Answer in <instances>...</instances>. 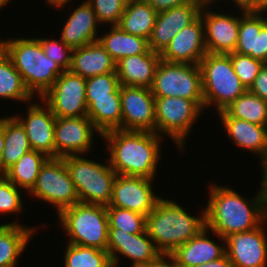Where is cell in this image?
<instances>
[{
  "instance_id": "cell-47",
  "label": "cell",
  "mask_w": 267,
  "mask_h": 267,
  "mask_svg": "<svg viewBox=\"0 0 267 267\" xmlns=\"http://www.w3.org/2000/svg\"><path fill=\"white\" fill-rule=\"evenodd\" d=\"M4 149V117L0 118V177H3L2 152Z\"/></svg>"
},
{
  "instance_id": "cell-27",
  "label": "cell",
  "mask_w": 267,
  "mask_h": 267,
  "mask_svg": "<svg viewBox=\"0 0 267 267\" xmlns=\"http://www.w3.org/2000/svg\"><path fill=\"white\" fill-rule=\"evenodd\" d=\"M35 229L37 228H27L18 222L0 224V267L18 265L17 258L26 249Z\"/></svg>"
},
{
  "instance_id": "cell-34",
  "label": "cell",
  "mask_w": 267,
  "mask_h": 267,
  "mask_svg": "<svg viewBox=\"0 0 267 267\" xmlns=\"http://www.w3.org/2000/svg\"><path fill=\"white\" fill-rule=\"evenodd\" d=\"M34 96L6 53L0 51V98L30 102Z\"/></svg>"
},
{
  "instance_id": "cell-46",
  "label": "cell",
  "mask_w": 267,
  "mask_h": 267,
  "mask_svg": "<svg viewBox=\"0 0 267 267\" xmlns=\"http://www.w3.org/2000/svg\"><path fill=\"white\" fill-rule=\"evenodd\" d=\"M196 267H233V264L230 262L227 255L225 254L220 259H216L209 263L201 264Z\"/></svg>"
},
{
  "instance_id": "cell-42",
  "label": "cell",
  "mask_w": 267,
  "mask_h": 267,
  "mask_svg": "<svg viewBox=\"0 0 267 267\" xmlns=\"http://www.w3.org/2000/svg\"><path fill=\"white\" fill-rule=\"evenodd\" d=\"M248 91L252 94L258 95L267 102V64H265L260 70L258 76L254 79V82Z\"/></svg>"
},
{
  "instance_id": "cell-7",
  "label": "cell",
  "mask_w": 267,
  "mask_h": 267,
  "mask_svg": "<svg viewBox=\"0 0 267 267\" xmlns=\"http://www.w3.org/2000/svg\"><path fill=\"white\" fill-rule=\"evenodd\" d=\"M74 183L79 202L108 206L113 194L116 172L109 160L106 164L84 158L83 155L64 157Z\"/></svg>"
},
{
  "instance_id": "cell-23",
  "label": "cell",
  "mask_w": 267,
  "mask_h": 267,
  "mask_svg": "<svg viewBox=\"0 0 267 267\" xmlns=\"http://www.w3.org/2000/svg\"><path fill=\"white\" fill-rule=\"evenodd\" d=\"M160 60V54L150 49L144 54L122 58L116 63L120 85L151 88Z\"/></svg>"
},
{
  "instance_id": "cell-52",
  "label": "cell",
  "mask_w": 267,
  "mask_h": 267,
  "mask_svg": "<svg viewBox=\"0 0 267 267\" xmlns=\"http://www.w3.org/2000/svg\"><path fill=\"white\" fill-rule=\"evenodd\" d=\"M11 0H0V11L3 6H5L7 3H9Z\"/></svg>"
},
{
  "instance_id": "cell-28",
  "label": "cell",
  "mask_w": 267,
  "mask_h": 267,
  "mask_svg": "<svg viewBox=\"0 0 267 267\" xmlns=\"http://www.w3.org/2000/svg\"><path fill=\"white\" fill-rule=\"evenodd\" d=\"M157 14L146 0L130 1L127 2L117 26L131 35L143 37L149 41Z\"/></svg>"
},
{
  "instance_id": "cell-41",
  "label": "cell",
  "mask_w": 267,
  "mask_h": 267,
  "mask_svg": "<svg viewBox=\"0 0 267 267\" xmlns=\"http://www.w3.org/2000/svg\"><path fill=\"white\" fill-rule=\"evenodd\" d=\"M47 58L56 62L64 71L69 70L72 59V48L66 45L61 39L54 40L46 38H38Z\"/></svg>"
},
{
  "instance_id": "cell-53",
  "label": "cell",
  "mask_w": 267,
  "mask_h": 267,
  "mask_svg": "<svg viewBox=\"0 0 267 267\" xmlns=\"http://www.w3.org/2000/svg\"><path fill=\"white\" fill-rule=\"evenodd\" d=\"M2 50V40L0 39V51Z\"/></svg>"
},
{
  "instance_id": "cell-36",
  "label": "cell",
  "mask_w": 267,
  "mask_h": 267,
  "mask_svg": "<svg viewBox=\"0 0 267 267\" xmlns=\"http://www.w3.org/2000/svg\"><path fill=\"white\" fill-rule=\"evenodd\" d=\"M109 229H119V232L139 234L145 231L146 216L113 206H107Z\"/></svg>"
},
{
  "instance_id": "cell-29",
  "label": "cell",
  "mask_w": 267,
  "mask_h": 267,
  "mask_svg": "<svg viewBox=\"0 0 267 267\" xmlns=\"http://www.w3.org/2000/svg\"><path fill=\"white\" fill-rule=\"evenodd\" d=\"M110 28L103 36H99L98 41L116 63L122 58L144 54L149 50L147 39L131 35L121 30L117 25Z\"/></svg>"
},
{
  "instance_id": "cell-40",
  "label": "cell",
  "mask_w": 267,
  "mask_h": 267,
  "mask_svg": "<svg viewBox=\"0 0 267 267\" xmlns=\"http://www.w3.org/2000/svg\"><path fill=\"white\" fill-rule=\"evenodd\" d=\"M20 188L10 182L5 176L0 177V214L22 213L23 200Z\"/></svg>"
},
{
  "instance_id": "cell-26",
  "label": "cell",
  "mask_w": 267,
  "mask_h": 267,
  "mask_svg": "<svg viewBox=\"0 0 267 267\" xmlns=\"http://www.w3.org/2000/svg\"><path fill=\"white\" fill-rule=\"evenodd\" d=\"M231 141L260 157L267 149V126L234 117H220Z\"/></svg>"
},
{
  "instance_id": "cell-5",
  "label": "cell",
  "mask_w": 267,
  "mask_h": 267,
  "mask_svg": "<svg viewBox=\"0 0 267 267\" xmlns=\"http://www.w3.org/2000/svg\"><path fill=\"white\" fill-rule=\"evenodd\" d=\"M204 109L224 111L247 89L236 75L230 53H207L200 61Z\"/></svg>"
},
{
  "instance_id": "cell-25",
  "label": "cell",
  "mask_w": 267,
  "mask_h": 267,
  "mask_svg": "<svg viewBox=\"0 0 267 267\" xmlns=\"http://www.w3.org/2000/svg\"><path fill=\"white\" fill-rule=\"evenodd\" d=\"M69 70L88 79L100 74L116 72V62L99 41H95L72 50Z\"/></svg>"
},
{
  "instance_id": "cell-38",
  "label": "cell",
  "mask_w": 267,
  "mask_h": 267,
  "mask_svg": "<svg viewBox=\"0 0 267 267\" xmlns=\"http://www.w3.org/2000/svg\"><path fill=\"white\" fill-rule=\"evenodd\" d=\"M230 58L236 75L248 90L265 63L249 55H242L236 52H231Z\"/></svg>"
},
{
  "instance_id": "cell-48",
  "label": "cell",
  "mask_w": 267,
  "mask_h": 267,
  "mask_svg": "<svg viewBox=\"0 0 267 267\" xmlns=\"http://www.w3.org/2000/svg\"><path fill=\"white\" fill-rule=\"evenodd\" d=\"M236 3V7L238 6L240 12L244 11H253V0H233Z\"/></svg>"
},
{
  "instance_id": "cell-31",
  "label": "cell",
  "mask_w": 267,
  "mask_h": 267,
  "mask_svg": "<svg viewBox=\"0 0 267 267\" xmlns=\"http://www.w3.org/2000/svg\"><path fill=\"white\" fill-rule=\"evenodd\" d=\"M48 159L44 153L32 149L9 167L4 176L18 188L29 193L36 184L39 171Z\"/></svg>"
},
{
  "instance_id": "cell-15",
  "label": "cell",
  "mask_w": 267,
  "mask_h": 267,
  "mask_svg": "<svg viewBox=\"0 0 267 267\" xmlns=\"http://www.w3.org/2000/svg\"><path fill=\"white\" fill-rule=\"evenodd\" d=\"M153 181L145 177L117 175L108 206L128 209L147 216L161 198L152 189Z\"/></svg>"
},
{
  "instance_id": "cell-19",
  "label": "cell",
  "mask_w": 267,
  "mask_h": 267,
  "mask_svg": "<svg viewBox=\"0 0 267 267\" xmlns=\"http://www.w3.org/2000/svg\"><path fill=\"white\" fill-rule=\"evenodd\" d=\"M202 7V3H189L159 12L149 39V49L161 54L180 30L200 16Z\"/></svg>"
},
{
  "instance_id": "cell-12",
  "label": "cell",
  "mask_w": 267,
  "mask_h": 267,
  "mask_svg": "<svg viewBox=\"0 0 267 267\" xmlns=\"http://www.w3.org/2000/svg\"><path fill=\"white\" fill-rule=\"evenodd\" d=\"M95 132L102 137L88 116L56 117L54 131L55 158L90 152Z\"/></svg>"
},
{
  "instance_id": "cell-37",
  "label": "cell",
  "mask_w": 267,
  "mask_h": 267,
  "mask_svg": "<svg viewBox=\"0 0 267 267\" xmlns=\"http://www.w3.org/2000/svg\"><path fill=\"white\" fill-rule=\"evenodd\" d=\"M117 72L100 74L86 79V99L112 98V93H120Z\"/></svg>"
},
{
  "instance_id": "cell-20",
  "label": "cell",
  "mask_w": 267,
  "mask_h": 267,
  "mask_svg": "<svg viewBox=\"0 0 267 267\" xmlns=\"http://www.w3.org/2000/svg\"><path fill=\"white\" fill-rule=\"evenodd\" d=\"M206 54L204 23L199 16L172 38L160 57L169 62L199 64Z\"/></svg>"
},
{
  "instance_id": "cell-45",
  "label": "cell",
  "mask_w": 267,
  "mask_h": 267,
  "mask_svg": "<svg viewBox=\"0 0 267 267\" xmlns=\"http://www.w3.org/2000/svg\"><path fill=\"white\" fill-rule=\"evenodd\" d=\"M260 159V165L262 167V179H261V186L259 191L262 193L263 197L265 198L267 202V149L265 152L259 157Z\"/></svg>"
},
{
  "instance_id": "cell-10",
  "label": "cell",
  "mask_w": 267,
  "mask_h": 267,
  "mask_svg": "<svg viewBox=\"0 0 267 267\" xmlns=\"http://www.w3.org/2000/svg\"><path fill=\"white\" fill-rule=\"evenodd\" d=\"M29 195L54 205L57 215L79 202L64 158H49L45 162Z\"/></svg>"
},
{
  "instance_id": "cell-16",
  "label": "cell",
  "mask_w": 267,
  "mask_h": 267,
  "mask_svg": "<svg viewBox=\"0 0 267 267\" xmlns=\"http://www.w3.org/2000/svg\"><path fill=\"white\" fill-rule=\"evenodd\" d=\"M107 251L113 267L119 266L120 257L117 253L131 260L130 267L145 266L162 254L146 230L143 233L131 234L119 232V229H109Z\"/></svg>"
},
{
  "instance_id": "cell-13",
  "label": "cell",
  "mask_w": 267,
  "mask_h": 267,
  "mask_svg": "<svg viewBox=\"0 0 267 267\" xmlns=\"http://www.w3.org/2000/svg\"><path fill=\"white\" fill-rule=\"evenodd\" d=\"M121 130L155 132V97L150 88L120 87Z\"/></svg>"
},
{
  "instance_id": "cell-3",
  "label": "cell",
  "mask_w": 267,
  "mask_h": 267,
  "mask_svg": "<svg viewBox=\"0 0 267 267\" xmlns=\"http://www.w3.org/2000/svg\"><path fill=\"white\" fill-rule=\"evenodd\" d=\"M201 213L195 217L177 202L160 198L146 216L145 230L162 254H171L206 227L205 209Z\"/></svg>"
},
{
  "instance_id": "cell-9",
  "label": "cell",
  "mask_w": 267,
  "mask_h": 267,
  "mask_svg": "<svg viewBox=\"0 0 267 267\" xmlns=\"http://www.w3.org/2000/svg\"><path fill=\"white\" fill-rule=\"evenodd\" d=\"M150 89L154 97H180L192 101H204L199 64L176 63L161 59Z\"/></svg>"
},
{
  "instance_id": "cell-1",
  "label": "cell",
  "mask_w": 267,
  "mask_h": 267,
  "mask_svg": "<svg viewBox=\"0 0 267 267\" xmlns=\"http://www.w3.org/2000/svg\"><path fill=\"white\" fill-rule=\"evenodd\" d=\"M209 189L206 228L216 234L220 242L225 243L230 233L253 230L267 219V202L259 190L247 200L228 186L210 184Z\"/></svg>"
},
{
  "instance_id": "cell-18",
  "label": "cell",
  "mask_w": 267,
  "mask_h": 267,
  "mask_svg": "<svg viewBox=\"0 0 267 267\" xmlns=\"http://www.w3.org/2000/svg\"><path fill=\"white\" fill-rule=\"evenodd\" d=\"M40 103H28L27 115L25 118L20 115L14 117L24 127L31 149L55 158L54 131L56 117L50 107L40 98ZM43 106V107H42Z\"/></svg>"
},
{
  "instance_id": "cell-44",
  "label": "cell",
  "mask_w": 267,
  "mask_h": 267,
  "mask_svg": "<svg viewBox=\"0 0 267 267\" xmlns=\"http://www.w3.org/2000/svg\"><path fill=\"white\" fill-rule=\"evenodd\" d=\"M142 267H181L170 254H161L157 259Z\"/></svg>"
},
{
  "instance_id": "cell-39",
  "label": "cell",
  "mask_w": 267,
  "mask_h": 267,
  "mask_svg": "<svg viewBox=\"0 0 267 267\" xmlns=\"http://www.w3.org/2000/svg\"><path fill=\"white\" fill-rule=\"evenodd\" d=\"M93 8L98 22L117 25L127 2L125 0H86Z\"/></svg>"
},
{
  "instance_id": "cell-14",
  "label": "cell",
  "mask_w": 267,
  "mask_h": 267,
  "mask_svg": "<svg viewBox=\"0 0 267 267\" xmlns=\"http://www.w3.org/2000/svg\"><path fill=\"white\" fill-rule=\"evenodd\" d=\"M264 225L225 237V252L233 267H267V237Z\"/></svg>"
},
{
  "instance_id": "cell-30",
  "label": "cell",
  "mask_w": 267,
  "mask_h": 267,
  "mask_svg": "<svg viewBox=\"0 0 267 267\" xmlns=\"http://www.w3.org/2000/svg\"><path fill=\"white\" fill-rule=\"evenodd\" d=\"M87 116L101 134L121 130L122 107L120 93H112V98L86 99Z\"/></svg>"
},
{
  "instance_id": "cell-24",
  "label": "cell",
  "mask_w": 267,
  "mask_h": 267,
  "mask_svg": "<svg viewBox=\"0 0 267 267\" xmlns=\"http://www.w3.org/2000/svg\"><path fill=\"white\" fill-rule=\"evenodd\" d=\"M208 228L176 248L170 255L181 267H196L223 257L225 246L218 245L208 237Z\"/></svg>"
},
{
  "instance_id": "cell-32",
  "label": "cell",
  "mask_w": 267,
  "mask_h": 267,
  "mask_svg": "<svg viewBox=\"0 0 267 267\" xmlns=\"http://www.w3.org/2000/svg\"><path fill=\"white\" fill-rule=\"evenodd\" d=\"M30 150L32 149L21 123L13 115L4 117L3 173Z\"/></svg>"
},
{
  "instance_id": "cell-43",
  "label": "cell",
  "mask_w": 267,
  "mask_h": 267,
  "mask_svg": "<svg viewBox=\"0 0 267 267\" xmlns=\"http://www.w3.org/2000/svg\"><path fill=\"white\" fill-rule=\"evenodd\" d=\"M154 10L159 13L165 10H169L175 6L189 4V3H201L199 0H146Z\"/></svg>"
},
{
  "instance_id": "cell-50",
  "label": "cell",
  "mask_w": 267,
  "mask_h": 267,
  "mask_svg": "<svg viewBox=\"0 0 267 267\" xmlns=\"http://www.w3.org/2000/svg\"><path fill=\"white\" fill-rule=\"evenodd\" d=\"M48 4L55 6L56 9L63 8L65 4L70 3L72 0H46Z\"/></svg>"
},
{
  "instance_id": "cell-4",
  "label": "cell",
  "mask_w": 267,
  "mask_h": 267,
  "mask_svg": "<svg viewBox=\"0 0 267 267\" xmlns=\"http://www.w3.org/2000/svg\"><path fill=\"white\" fill-rule=\"evenodd\" d=\"M2 50L21 74L30 93L39 99L64 71L56 62L47 58L37 38L3 39Z\"/></svg>"
},
{
  "instance_id": "cell-17",
  "label": "cell",
  "mask_w": 267,
  "mask_h": 267,
  "mask_svg": "<svg viewBox=\"0 0 267 267\" xmlns=\"http://www.w3.org/2000/svg\"><path fill=\"white\" fill-rule=\"evenodd\" d=\"M209 6L211 5H203L200 11L207 53L234 52L238 42L240 17L208 10Z\"/></svg>"
},
{
  "instance_id": "cell-51",
  "label": "cell",
  "mask_w": 267,
  "mask_h": 267,
  "mask_svg": "<svg viewBox=\"0 0 267 267\" xmlns=\"http://www.w3.org/2000/svg\"><path fill=\"white\" fill-rule=\"evenodd\" d=\"M218 2V0H216ZM215 0H199V2H201L203 5H213L214 3H216Z\"/></svg>"
},
{
  "instance_id": "cell-6",
  "label": "cell",
  "mask_w": 267,
  "mask_h": 267,
  "mask_svg": "<svg viewBox=\"0 0 267 267\" xmlns=\"http://www.w3.org/2000/svg\"><path fill=\"white\" fill-rule=\"evenodd\" d=\"M69 244L107 251L109 220L107 206L78 202L58 214Z\"/></svg>"
},
{
  "instance_id": "cell-49",
  "label": "cell",
  "mask_w": 267,
  "mask_h": 267,
  "mask_svg": "<svg viewBox=\"0 0 267 267\" xmlns=\"http://www.w3.org/2000/svg\"><path fill=\"white\" fill-rule=\"evenodd\" d=\"M267 9V0H253V11H265Z\"/></svg>"
},
{
  "instance_id": "cell-8",
  "label": "cell",
  "mask_w": 267,
  "mask_h": 267,
  "mask_svg": "<svg viewBox=\"0 0 267 267\" xmlns=\"http://www.w3.org/2000/svg\"><path fill=\"white\" fill-rule=\"evenodd\" d=\"M203 109L204 101L155 97V133L170 137L180 150H185L186 138Z\"/></svg>"
},
{
  "instance_id": "cell-35",
  "label": "cell",
  "mask_w": 267,
  "mask_h": 267,
  "mask_svg": "<svg viewBox=\"0 0 267 267\" xmlns=\"http://www.w3.org/2000/svg\"><path fill=\"white\" fill-rule=\"evenodd\" d=\"M64 267H113L108 251L67 243Z\"/></svg>"
},
{
  "instance_id": "cell-33",
  "label": "cell",
  "mask_w": 267,
  "mask_h": 267,
  "mask_svg": "<svg viewBox=\"0 0 267 267\" xmlns=\"http://www.w3.org/2000/svg\"><path fill=\"white\" fill-rule=\"evenodd\" d=\"M218 115V117H234L267 126V102L247 90Z\"/></svg>"
},
{
  "instance_id": "cell-11",
  "label": "cell",
  "mask_w": 267,
  "mask_h": 267,
  "mask_svg": "<svg viewBox=\"0 0 267 267\" xmlns=\"http://www.w3.org/2000/svg\"><path fill=\"white\" fill-rule=\"evenodd\" d=\"M41 99L55 117L87 116L86 79L65 70Z\"/></svg>"
},
{
  "instance_id": "cell-2",
  "label": "cell",
  "mask_w": 267,
  "mask_h": 267,
  "mask_svg": "<svg viewBox=\"0 0 267 267\" xmlns=\"http://www.w3.org/2000/svg\"><path fill=\"white\" fill-rule=\"evenodd\" d=\"M117 175L154 179L164 137L155 132L114 129L102 134Z\"/></svg>"
},
{
  "instance_id": "cell-22",
  "label": "cell",
  "mask_w": 267,
  "mask_h": 267,
  "mask_svg": "<svg viewBox=\"0 0 267 267\" xmlns=\"http://www.w3.org/2000/svg\"><path fill=\"white\" fill-rule=\"evenodd\" d=\"M64 24L60 39L72 49L98 41L97 28L100 23L86 0L74 9Z\"/></svg>"
},
{
  "instance_id": "cell-21",
  "label": "cell",
  "mask_w": 267,
  "mask_h": 267,
  "mask_svg": "<svg viewBox=\"0 0 267 267\" xmlns=\"http://www.w3.org/2000/svg\"><path fill=\"white\" fill-rule=\"evenodd\" d=\"M265 11H244L240 16L236 53L249 55L267 64V17Z\"/></svg>"
}]
</instances>
